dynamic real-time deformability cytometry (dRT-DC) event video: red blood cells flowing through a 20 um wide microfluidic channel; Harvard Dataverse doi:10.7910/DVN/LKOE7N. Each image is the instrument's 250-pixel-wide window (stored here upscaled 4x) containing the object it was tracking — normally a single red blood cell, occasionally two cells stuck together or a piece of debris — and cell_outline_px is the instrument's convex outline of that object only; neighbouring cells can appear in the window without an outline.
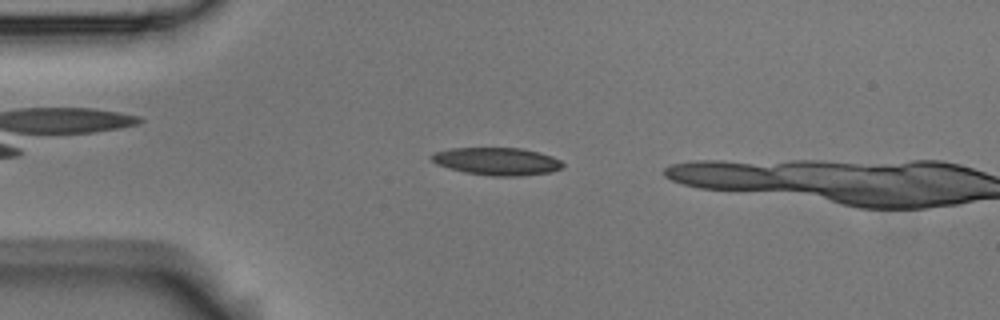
{"species": "Egyptian fruit bat (a non-hibernating species)", "species_latin": "Rousettus aegyptiacus", "temperature_condition": "room temperature", "stored_images_in_passage": 4, "camera_frame_rate_fps": 3000, "um_per_image_px": 0.085, "animal": {"sex": "male"}, "frame": {"image": 1, "passage_image": 3, "time_ms": 0.667, "image_size_px": [1000, 320], "cell_outline_px": [[564, 168], [552, 172], [520, 176], [492, 176], [464, 172], [436, 164], [428, 160], [428, 156], [432, 152], [452, 148], [520, 148], [540, 152], [552, 156], [560, 160], [564, 164]], "centroid_in_image_um": [42.22, 13.71], "position_along_channel_um": 42.8, "area_um2": 21.44}}